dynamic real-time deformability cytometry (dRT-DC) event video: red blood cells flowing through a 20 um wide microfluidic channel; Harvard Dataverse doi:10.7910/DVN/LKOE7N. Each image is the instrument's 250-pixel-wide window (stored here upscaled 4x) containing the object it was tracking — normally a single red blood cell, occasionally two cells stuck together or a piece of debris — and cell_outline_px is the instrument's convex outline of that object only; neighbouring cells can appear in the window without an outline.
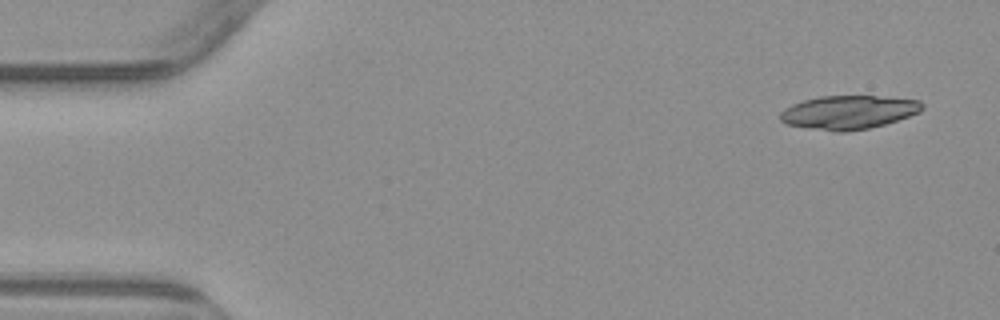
{"species": "common noctule bat (a hibernating species)", "species_latin": "Nyctalus noctula", "temperature_condition": "warm", "stored_images_in_passage": 7, "camera_frame_rate_fps": 3000, "um_per_image_px": 0.085, "animal": {"sex": "male", "body_mass_g": 23.1, "forearm_length_mm": 52.7}, "frame": {"image": 1, "passage_image": 1, "time_ms": 0.0, "image_size_px": [1000, 320], "cell_outline_px": [[924, 108], [920, 112], [884, 124], [868, 128], [848, 132], [836, 132], [788, 124], [780, 120], [780, 112], [784, 108], [792, 104], [804, 100], [820, 96], [876, 96], [920, 100], [924, 104]], "centroid_in_image_um": [72.14, 9.54], "position_along_channel_um": 12.9, "area_um2": 27.69}}
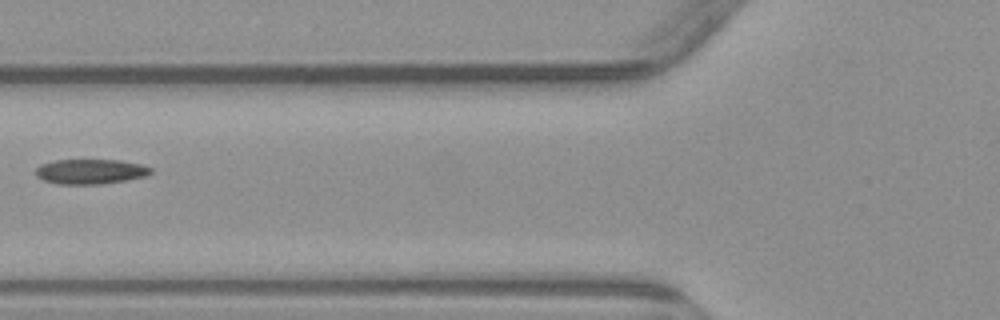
{"frame": {"image": 2, "passage_image": 6, "time_ms": 6.0, "image_size_px": [1000, 320], "cell_outline_px": [[152, 172], [148, 176], [128, 180], [100, 184], [60, 184], [44, 180], [36, 176], [36, 168], [40, 164], [56, 160], [120, 160], [140, 164], [152, 168]], "centroid_in_image_um": [7.72, 14.58], "position_along_channel_um": 118.1, "area_um2": 16.76}}
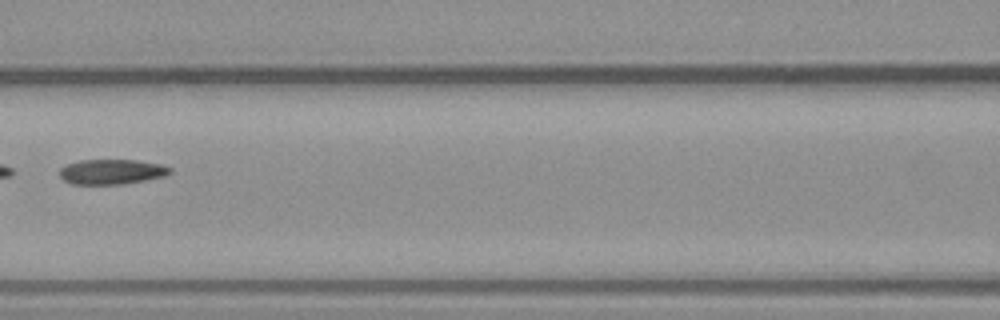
{"frame": {"image": 3, "passage_image": 7, "time_ms": 7.0, "image_size_px": [1000, 320], "cell_outline_px": [[172, 172], [164, 176], [124, 184], [72, 184], [64, 180], [60, 176], [60, 168], [68, 164], [80, 160], [136, 160], [160, 164], [172, 168]], "centroid_in_image_um": [9.5, 14.6], "position_along_channel_um": 157.1, "area_um2": 16.01}}